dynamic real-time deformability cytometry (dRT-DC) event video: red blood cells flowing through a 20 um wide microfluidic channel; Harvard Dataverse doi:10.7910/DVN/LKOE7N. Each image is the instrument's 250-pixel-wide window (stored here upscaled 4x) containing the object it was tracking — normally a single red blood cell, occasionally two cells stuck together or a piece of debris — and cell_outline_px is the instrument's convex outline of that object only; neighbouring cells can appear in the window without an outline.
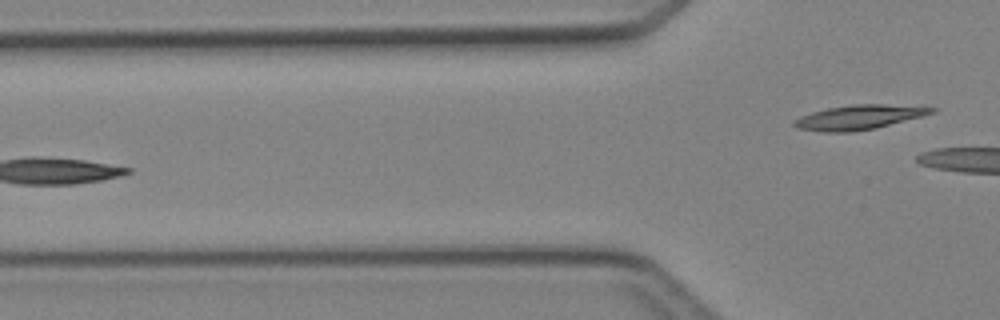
{"species": "Egyptian fruit bat (a non-hibernating species)", "species_latin": "Rousettus aegyptiacus", "temperature_condition": "cold", "stored_images_in_passage": 5, "camera_frame_rate_fps": 3000, "um_per_image_px": 0.085, "animal": {"sex": "female"}, "frame": {"image": 1, "passage_image": 5, "time_ms": 4.667, "image_size_px": [1000, 320], "cell_outline_px": [[940, 108], [936, 112], [876, 128], [852, 132], [824, 132], [796, 128], [792, 124], [792, 120], [800, 116], [812, 112], [828, 108], [852, 104], [884, 104]], "centroid_in_image_um": [72.98, 9.97], "position_along_channel_um": 52.8, "area_um2": 19.65}}